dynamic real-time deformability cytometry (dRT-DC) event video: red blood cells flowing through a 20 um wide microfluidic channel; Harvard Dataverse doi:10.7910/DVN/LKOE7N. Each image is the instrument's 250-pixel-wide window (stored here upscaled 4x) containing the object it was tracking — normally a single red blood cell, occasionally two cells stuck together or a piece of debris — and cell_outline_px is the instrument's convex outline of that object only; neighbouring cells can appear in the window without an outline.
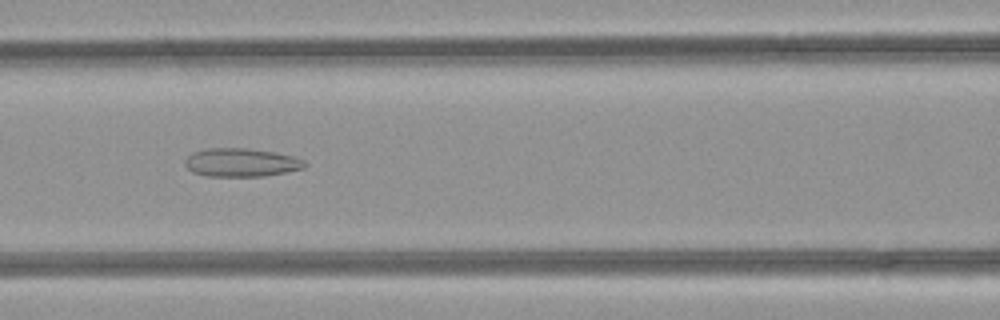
{"species": "common noctule bat (a hibernating species)", "species_latin": "Nyctalus noctula", "temperature_condition": "room temperature", "stored_images_in_passage": 47, "camera_frame_rate_fps": 3000, "um_per_image_px": 0.085, "animal": {"sex": "female", "body_mass_g": 21.9}, "frame": {"image": 1, "passage_image": 19, "time_ms": 6.0, "image_size_px": [1000, 320], "cell_outline_px": [[308, 164], [304, 168], [288, 172], [264, 176], [208, 176], [192, 172], [184, 164], [184, 160], [192, 152], [208, 148], [248, 148], [276, 152], [292, 156], [304, 160]], "centroid_in_image_um": [20.52, 13.81], "position_along_channel_um": 146.1, "area_um2": 20.0}}
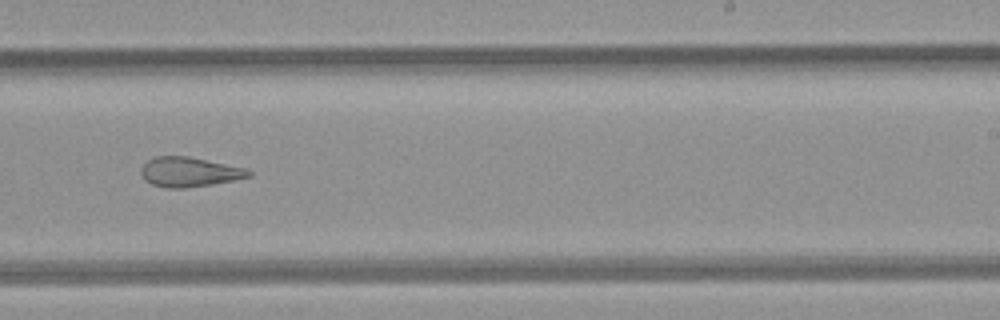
{"frame": {"image": 2, "passage_image": 28, "time_ms": 9.0, "image_size_px": [1000, 320], "cell_outline_px": [[252, 176], [212, 184], [184, 188], [164, 188], [152, 184], [144, 180], [140, 172], [140, 168], [148, 160], [156, 156], [188, 156], [244, 168], [252, 172]], "centroid_in_image_um": [16.04, 14.62], "position_along_channel_um": 273.0, "area_um2": 18.5}}
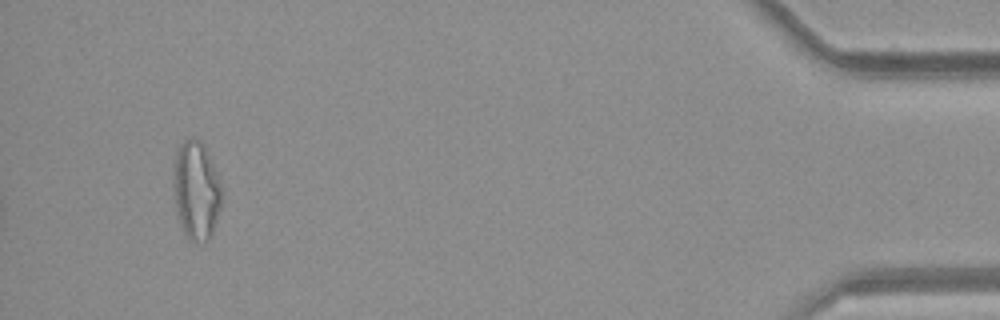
{"frame": {"image": 3, "passage_image": 44, "time_ms": 14.333, "image_size_px": [1000, 320], "cell_outline_px": [[224, 192], [220, 208], [212, 232], [208, 240], [188, 240], [184, 232], [176, 208], [176, 156], [184, 140], [192, 136], [200, 140], [220, 180]], "centroid_in_image_um": [16.74, 16.2], "position_along_channel_um": 418.5, "area_um2": 26.53}, "authors_computed_cell_mechanics": {"area_um2": 22.7154, "velocity_mm_per_s": 4.2408, "shape_relaxation_time_tau1_ms": null, "shape_relaxation_time_tau2_ms": 3.0704, "deformation_change_tau1": null, "deformation_change_tau2": 0.1323}}